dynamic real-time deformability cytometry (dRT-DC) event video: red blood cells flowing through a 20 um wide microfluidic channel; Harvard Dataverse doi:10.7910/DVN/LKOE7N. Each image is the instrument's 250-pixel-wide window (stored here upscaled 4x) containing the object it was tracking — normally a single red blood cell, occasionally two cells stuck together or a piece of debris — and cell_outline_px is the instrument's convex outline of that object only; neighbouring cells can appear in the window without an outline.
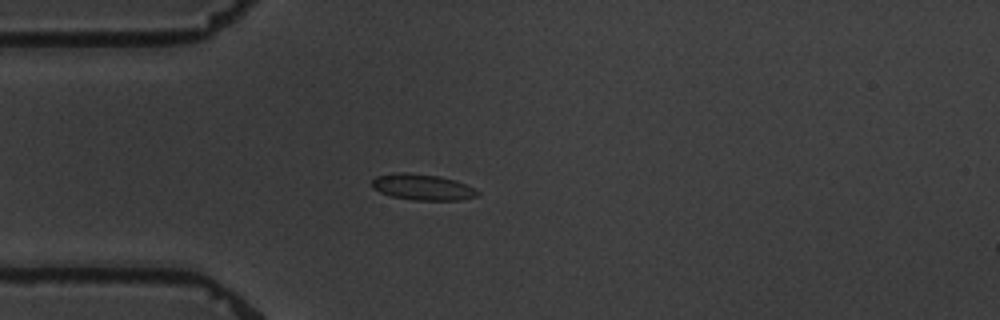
{"species": "common noctule bat (a hibernating species)", "species_latin": "Nyctalus noctula", "temperature_condition": "warm", "stored_images_in_passage": 1, "camera_frame_rate_fps": 3000, "um_per_image_px": 0.085, "animal": {"sex": "male", "body_mass_g": 19.5, "forearm_length_mm": 54.6}, "frame": {"image": 1, "passage_image": 1, "time_ms": 0.0, "image_size_px": [1000, 320], "cell_outline_px": [[480, 192], [476, 196], [460, 200], [412, 200], [392, 196], [380, 192], [372, 188], [372, 180], [376, 176], [392, 172], [408, 172], [440, 176], [456, 180]], "centroid_in_image_um": [35.86, 15.89], "position_along_channel_um": 49.1, "area_um2": 16.07}}